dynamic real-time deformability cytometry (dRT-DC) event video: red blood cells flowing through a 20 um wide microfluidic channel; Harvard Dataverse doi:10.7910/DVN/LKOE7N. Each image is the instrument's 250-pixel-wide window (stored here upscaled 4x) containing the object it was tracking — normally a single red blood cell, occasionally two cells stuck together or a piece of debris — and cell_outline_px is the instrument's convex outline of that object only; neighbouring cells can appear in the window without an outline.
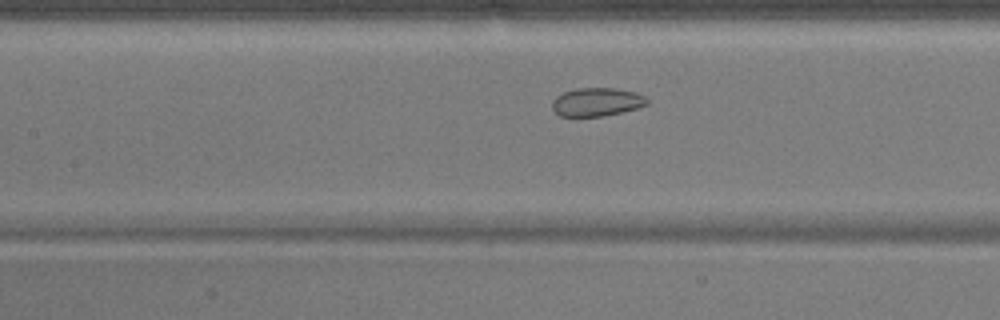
{"species": "common noctule bat (a hibernating species)", "species_latin": "Nyctalus noctula", "temperature_condition": "warm", "stored_images_in_passage": 40, "camera_frame_rate_fps": 3000, "um_per_image_px": 0.085, "animal": {"sex": "male", "body_mass_g": 17.9}, "frame": {"image": 1, "passage_image": 11, "time_ms": 3.333, "image_size_px": [1000, 320], "cell_outline_px": [[648, 104], [636, 108], [604, 116], [560, 116], [552, 108], [552, 100], [556, 96], [564, 92], [576, 88], [612, 88], [632, 92], [644, 96], [648, 100]], "centroid_in_image_um": [50.68, 8.67], "position_along_channel_um": 156.7, "area_um2": 15.49}}
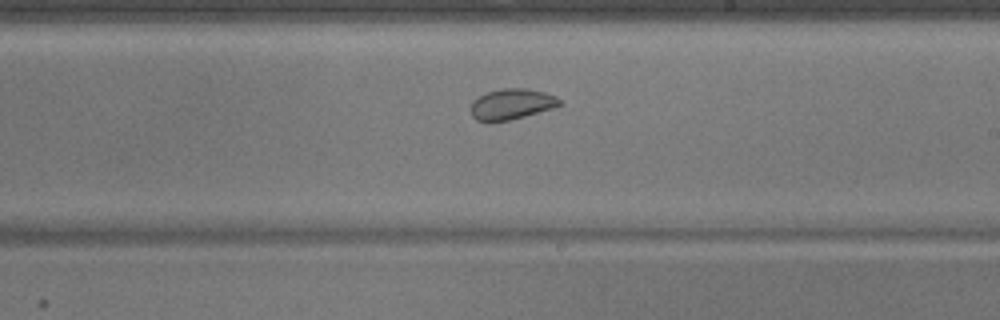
{"frame": {"image": 2, "passage_image": 18, "time_ms": 5.667, "image_size_px": [1000, 320], "cell_outline_px": [[560, 104], [552, 108], [524, 116], [508, 120], [476, 120], [472, 116], [472, 100], [488, 92], [504, 88], [524, 88], [544, 92], [556, 96], [560, 100]], "centroid_in_image_um": [43.49, 8.83], "position_along_channel_um": 245.5, "area_um2": 15.37}}
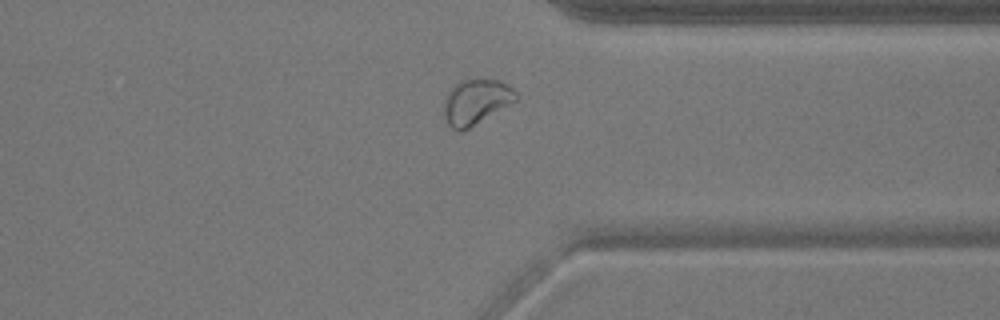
{"frame": {"image": 3, "passage_image": 28, "time_ms": 9.0, "image_size_px": [1000, 320], "cell_outline_px": [[520, 100], [468, 128], [460, 132], [452, 128], [448, 124], [444, 116], [444, 100], [452, 84], [468, 76], [496, 80], [508, 84], [520, 96]], "centroid_in_image_um": [40.48, 8.6], "position_along_channel_um": 370.9, "area_um2": 19.71}, "authors_computed_cell_mechanics": {"area_um2": 17.1666, "velocity_mm_per_s": 3.8226, "shape_relaxation_time_tau1_ms": 5.6461, "shape_relaxation_time_tau2_ms": 2.4396, "deformation_change_tau1": 0.0601, "deformation_change_tau2": 0.0712}}